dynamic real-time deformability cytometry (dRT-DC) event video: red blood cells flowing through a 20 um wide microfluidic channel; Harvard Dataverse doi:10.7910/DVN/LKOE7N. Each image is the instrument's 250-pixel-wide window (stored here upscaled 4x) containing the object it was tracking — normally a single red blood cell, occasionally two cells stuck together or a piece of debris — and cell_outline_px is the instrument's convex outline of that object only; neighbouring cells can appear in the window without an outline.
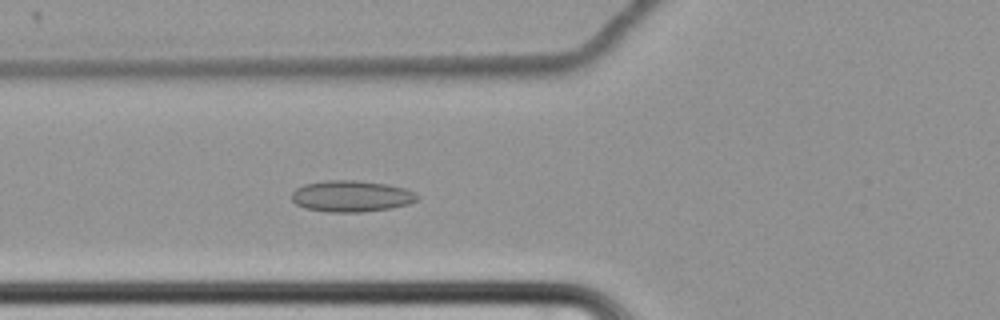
{"species": "common noctule bat (a hibernating species)", "species_latin": "Nyctalus noctula", "temperature_condition": "cold", "stored_images_in_passage": 63, "camera_frame_rate_fps": 3000, "um_per_image_px": 0.085, "animal": {"sex": "female", "body_mass_g": 22.7, "forearm_length_mm": 54.2}, "frame": {"image": 1, "passage_image": 26, "time_ms": 8.333, "image_size_px": [1000, 320], "cell_outline_px": [[416, 200], [408, 204], [392, 208], [360, 212], [328, 212], [304, 208], [296, 204], [292, 200], [292, 192], [296, 188], [304, 184], [324, 180], [356, 180], [384, 184], [404, 188], [416, 192]], "centroid_in_image_um": [29.82, 16.67], "position_along_channel_um": 96.0, "area_um2": 22.89}}
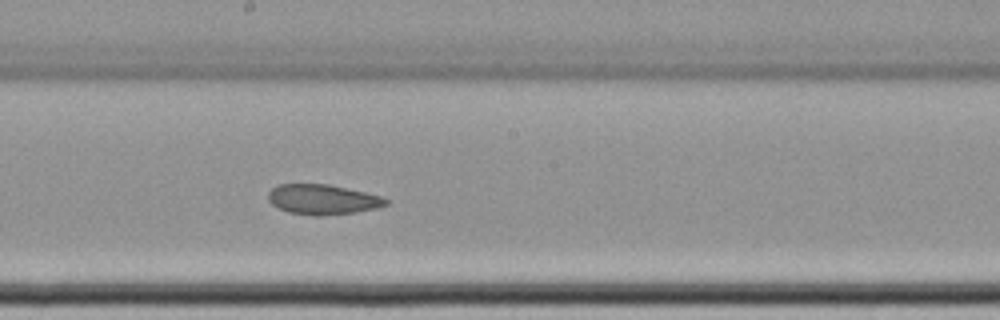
{"frame": {"image": 2, "passage_image": 37, "time_ms": 12.0, "image_size_px": [1000, 320], "cell_outline_px": [[388, 204], [376, 208], [352, 212], [320, 216], [316, 216], [288, 212], [272, 204], [268, 200], [268, 192], [276, 184], [328, 184], [364, 192], [380, 196], [388, 200]], "centroid_in_image_um": [27.38, 16.95], "position_along_channel_um": 220.8, "area_um2": 20.4}}
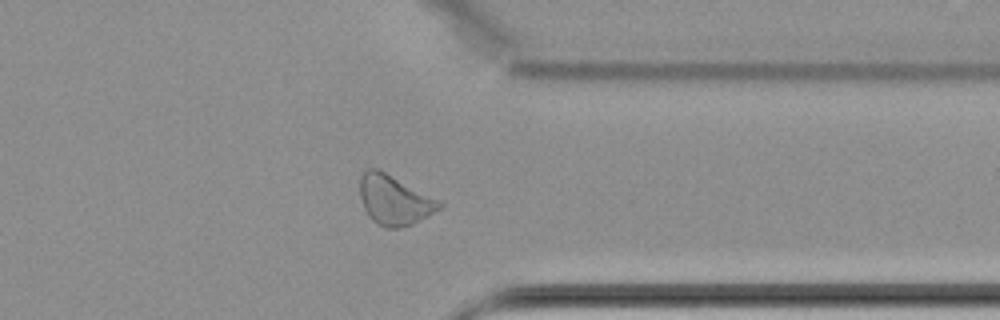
{"frame": {"image": 3, "passage_image": 51, "time_ms": 16.667, "image_size_px": [1000, 320], "cell_outline_px": [[444, 208], [412, 224], [400, 228], [384, 228], [372, 220], [364, 208], [360, 196], [360, 176], [368, 168], [376, 168], [384, 172], [444, 204]], "centroid_in_image_um": [33.5, 17.04], "position_along_channel_um": 377.9, "area_um2": 22.54}}